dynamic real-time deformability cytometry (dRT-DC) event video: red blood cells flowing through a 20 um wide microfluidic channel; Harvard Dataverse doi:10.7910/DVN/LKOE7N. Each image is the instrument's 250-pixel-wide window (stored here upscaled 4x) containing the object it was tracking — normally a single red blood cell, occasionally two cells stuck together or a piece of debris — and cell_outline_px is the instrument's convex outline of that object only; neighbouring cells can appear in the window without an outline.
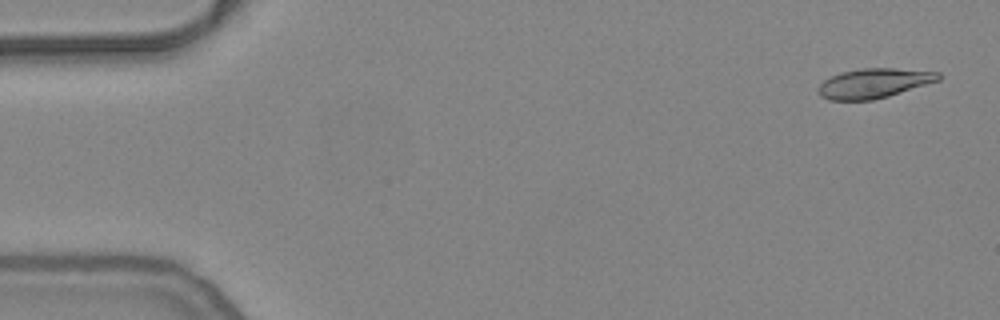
{"species": "common noctule bat (a hibernating species)", "species_latin": "Nyctalus noctula", "temperature_condition": "warm", "stored_images_in_passage": 53, "camera_frame_rate_fps": 3000, "um_per_image_px": 0.085, "animal": {"sex": "female", "body_mass_g": 24.6, "forearm_length_mm": 56.2}, "frame": {"image": 1, "passage_image": 2, "time_ms": 0.333, "image_size_px": [1000, 320], "cell_outline_px": [[940, 80], [888, 96], [872, 100], [828, 100], [820, 96], [816, 92], [816, 88], [824, 80], [840, 72], [860, 68], [896, 68], [940, 72]], "centroid_in_image_um": [74.24, 7.07], "position_along_channel_um": 10.8, "area_um2": 20.87}}
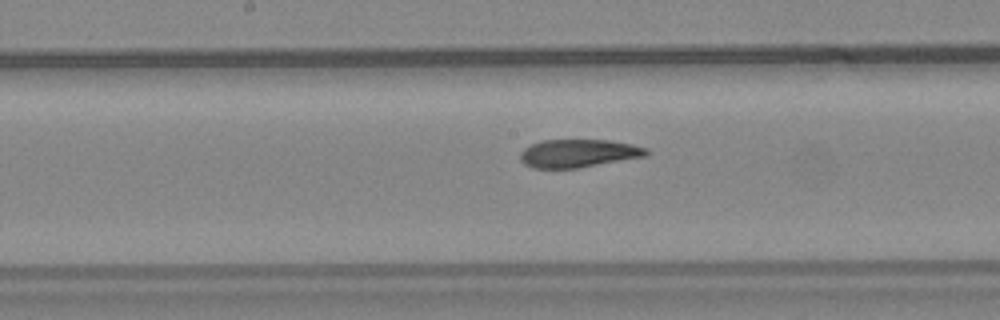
{"frame": {"image": 2, "passage_image": 27, "time_ms": 8.667, "image_size_px": [1000, 320], "cell_outline_px": [[648, 156], [580, 168], [532, 168], [524, 164], [520, 160], [520, 152], [524, 148], [532, 144], [544, 140], [608, 140], [632, 144], [648, 148]], "centroid_in_image_um": [49.18, 13.04], "position_along_channel_um": 199.0, "area_um2": 20.81}}
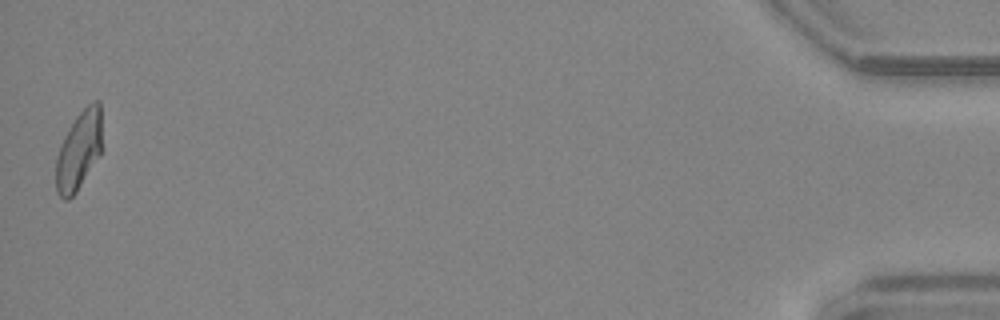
{"frame": {"image": 3, "passage_image": 53, "time_ms": 17.333, "image_size_px": [1000, 320], "cell_outline_px": [[100, 156], [76, 192], [68, 200], [64, 200], [56, 192], [56, 156], [60, 144], [68, 128], [76, 116], [92, 100], [100, 100]], "centroid_in_image_um": [6.68, 12.8], "position_along_channel_um": 428.5, "area_um2": 21.1}, "authors_computed_cell_mechanics": {"area_um2": 21.4438, "velocity_mm_per_s": 3.7923, "shape_relaxation_time_tau1_ms": 7.3224, "shape_relaxation_time_tau2_ms": 2.611, "deformation_change_tau1": 0.2293, "deformation_change_tau2": 0.1035}}